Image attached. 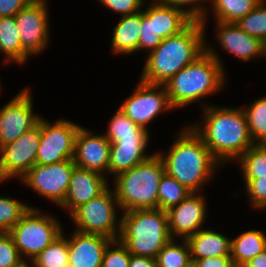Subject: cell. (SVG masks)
I'll list each match as a JSON object with an SVG mask.
<instances>
[{"instance_id": "6da1fadb", "label": "cell", "mask_w": 266, "mask_h": 267, "mask_svg": "<svg viewBox=\"0 0 266 267\" xmlns=\"http://www.w3.org/2000/svg\"><path fill=\"white\" fill-rule=\"evenodd\" d=\"M203 107L204 126L193 124L192 128L201 136L219 163L239 158L254 144L243 107Z\"/></svg>"}, {"instance_id": "7a4b0ae2", "label": "cell", "mask_w": 266, "mask_h": 267, "mask_svg": "<svg viewBox=\"0 0 266 267\" xmlns=\"http://www.w3.org/2000/svg\"><path fill=\"white\" fill-rule=\"evenodd\" d=\"M205 24L193 20L180 33L163 39L161 44L149 52L140 81L164 85L178 71L191 64L204 51Z\"/></svg>"}, {"instance_id": "3957f363", "label": "cell", "mask_w": 266, "mask_h": 267, "mask_svg": "<svg viewBox=\"0 0 266 267\" xmlns=\"http://www.w3.org/2000/svg\"><path fill=\"white\" fill-rule=\"evenodd\" d=\"M169 149L167 154L158 153L165 172L191 193H198L220 164L192 126L185 127Z\"/></svg>"}, {"instance_id": "277c9868", "label": "cell", "mask_w": 266, "mask_h": 267, "mask_svg": "<svg viewBox=\"0 0 266 267\" xmlns=\"http://www.w3.org/2000/svg\"><path fill=\"white\" fill-rule=\"evenodd\" d=\"M215 52L205 47L200 56L164 84L174 108L186 106L222 88L225 71Z\"/></svg>"}, {"instance_id": "5b68a950", "label": "cell", "mask_w": 266, "mask_h": 267, "mask_svg": "<svg viewBox=\"0 0 266 267\" xmlns=\"http://www.w3.org/2000/svg\"><path fill=\"white\" fill-rule=\"evenodd\" d=\"M171 239L167 211L137 209L121 217L118 240L132 255L155 259Z\"/></svg>"}, {"instance_id": "8992f818", "label": "cell", "mask_w": 266, "mask_h": 267, "mask_svg": "<svg viewBox=\"0 0 266 267\" xmlns=\"http://www.w3.org/2000/svg\"><path fill=\"white\" fill-rule=\"evenodd\" d=\"M165 173L158 152L115 177L114 191L124 212L158 208V186Z\"/></svg>"}, {"instance_id": "52a82bcc", "label": "cell", "mask_w": 266, "mask_h": 267, "mask_svg": "<svg viewBox=\"0 0 266 267\" xmlns=\"http://www.w3.org/2000/svg\"><path fill=\"white\" fill-rule=\"evenodd\" d=\"M58 220L51 215H44L36 208L30 209L8 232L24 262L25 257L32 262L36 257L62 233ZM23 256H25L23 258Z\"/></svg>"}, {"instance_id": "ba28073f", "label": "cell", "mask_w": 266, "mask_h": 267, "mask_svg": "<svg viewBox=\"0 0 266 267\" xmlns=\"http://www.w3.org/2000/svg\"><path fill=\"white\" fill-rule=\"evenodd\" d=\"M116 205L119 208L115 191L111 192L107 188L97 197L76 208L70 217L79 232L118 240L121 231V219L117 222Z\"/></svg>"}, {"instance_id": "9c48e42d", "label": "cell", "mask_w": 266, "mask_h": 267, "mask_svg": "<svg viewBox=\"0 0 266 267\" xmlns=\"http://www.w3.org/2000/svg\"><path fill=\"white\" fill-rule=\"evenodd\" d=\"M81 126L68 120L47 122L41 117V137L36 164L49 165L73 160L75 138Z\"/></svg>"}, {"instance_id": "30bf717a", "label": "cell", "mask_w": 266, "mask_h": 267, "mask_svg": "<svg viewBox=\"0 0 266 267\" xmlns=\"http://www.w3.org/2000/svg\"><path fill=\"white\" fill-rule=\"evenodd\" d=\"M41 137V119L18 139L0 147V182L22 178L35 164Z\"/></svg>"}, {"instance_id": "8fae6325", "label": "cell", "mask_w": 266, "mask_h": 267, "mask_svg": "<svg viewBox=\"0 0 266 267\" xmlns=\"http://www.w3.org/2000/svg\"><path fill=\"white\" fill-rule=\"evenodd\" d=\"M134 123L147 129V125L164 110L174 109L165 85L139 81L136 89L119 108Z\"/></svg>"}, {"instance_id": "7c38bea8", "label": "cell", "mask_w": 266, "mask_h": 267, "mask_svg": "<svg viewBox=\"0 0 266 267\" xmlns=\"http://www.w3.org/2000/svg\"><path fill=\"white\" fill-rule=\"evenodd\" d=\"M46 0H32L15 16L21 47L30 56L43 51L49 42V12Z\"/></svg>"}, {"instance_id": "4fadbf2b", "label": "cell", "mask_w": 266, "mask_h": 267, "mask_svg": "<svg viewBox=\"0 0 266 267\" xmlns=\"http://www.w3.org/2000/svg\"><path fill=\"white\" fill-rule=\"evenodd\" d=\"M73 160L43 165L35 164L22 178L34 191L60 205L67 194L73 169Z\"/></svg>"}, {"instance_id": "5bb4252c", "label": "cell", "mask_w": 266, "mask_h": 267, "mask_svg": "<svg viewBox=\"0 0 266 267\" xmlns=\"http://www.w3.org/2000/svg\"><path fill=\"white\" fill-rule=\"evenodd\" d=\"M28 90H22L0 109V147L18 139L41 119V116L33 113V102Z\"/></svg>"}, {"instance_id": "9a60e30c", "label": "cell", "mask_w": 266, "mask_h": 267, "mask_svg": "<svg viewBox=\"0 0 266 267\" xmlns=\"http://www.w3.org/2000/svg\"><path fill=\"white\" fill-rule=\"evenodd\" d=\"M200 193H191L177 206L167 211L169 232L172 239L188 237L197 233L206 218V201Z\"/></svg>"}, {"instance_id": "2e32d148", "label": "cell", "mask_w": 266, "mask_h": 267, "mask_svg": "<svg viewBox=\"0 0 266 267\" xmlns=\"http://www.w3.org/2000/svg\"><path fill=\"white\" fill-rule=\"evenodd\" d=\"M91 133L82 126L79 128L75 138L73 162L78 168L104 175L103 172H108L111 143L104 134Z\"/></svg>"}, {"instance_id": "e0dca14e", "label": "cell", "mask_w": 266, "mask_h": 267, "mask_svg": "<svg viewBox=\"0 0 266 267\" xmlns=\"http://www.w3.org/2000/svg\"><path fill=\"white\" fill-rule=\"evenodd\" d=\"M107 182L106 177L98 172L75 167L66 197L59 206L71 214L80 205L103 193L109 187Z\"/></svg>"}, {"instance_id": "ac0fdd59", "label": "cell", "mask_w": 266, "mask_h": 267, "mask_svg": "<svg viewBox=\"0 0 266 267\" xmlns=\"http://www.w3.org/2000/svg\"><path fill=\"white\" fill-rule=\"evenodd\" d=\"M217 39L227 52L232 53L242 61L255 57L266 58V43L239 28L235 23L216 22Z\"/></svg>"}, {"instance_id": "d6986e66", "label": "cell", "mask_w": 266, "mask_h": 267, "mask_svg": "<svg viewBox=\"0 0 266 267\" xmlns=\"http://www.w3.org/2000/svg\"><path fill=\"white\" fill-rule=\"evenodd\" d=\"M71 235L67 238L69 267H101L105 249L113 240L77 230Z\"/></svg>"}, {"instance_id": "ffe728a7", "label": "cell", "mask_w": 266, "mask_h": 267, "mask_svg": "<svg viewBox=\"0 0 266 267\" xmlns=\"http://www.w3.org/2000/svg\"><path fill=\"white\" fill-rule=\"evenodd\" d=\"M149 138L113 140L110 146L108 172L116 177L147 160L151 155L145 154Z\"/></svg>"}, {"instance_id": "44dd1931", "label": "cell", "mask_w": 266, "mask_h": 267, "mask_svg": "<svg viewBox=\"0 0 266 267\" xmlns=\"http://www.w3.org/2000/svg\"><path fill=\"white\" fill-rule=\"evenodd\" d=\"M150 20H153L155 32L166 39L183 31L194 19L184 9L153 0Z\"/></svg>"}, {"instance_id": "7402d4cb", "label": "cell", "mask_w": 266, "mask_h": 267, "mask_svg": "<svg viewBox=\"0 0 266 267\" xmlns=\"http://www.w3.org/2000/svg\"><path fill=\"white\" fill-rule=\"evenodd\" d=\"M186 241L190 248L192 263L205 258L231 256L232 239L216 231L200 229Z\"/></svg>"}, {"instance_id": "603a6c76", "label": "cell", "mask_w": 266, "mask_h": 267, "mask_svg": "<svg viewBox=\"0 0 266 267\" xmlns=\"http://www.w3.org/2000/svg\"><path fill=\"white\" fill-rule=\"evenodd\" d=\"M141 22L142 10L121 17L112 34L111 48L113 52L129 54L139 50Z\"/></svg>"}, {"instance_id": "cb8c5ba5", "label": "cell", "mask_w": 266, "mask_h": 267, "mask_svg": "<svg viewBox=\"0 0 266 267\" xmlns=\"http://www.w3.org/2000/svg\"><path fill=\"white\" fill-rule=\"evenodd\" d=\"M265 249V234L256 229L248 230L232 239L231 258L236 267H242Z\"/></svg>"}, {"instance_id": "d4e9b609", "label": "cell", "mask_w": 266, "mask_h": 267, "mask_svg": "<svg viewBox=\"0 0 266 267\" xmlns=\"http://www.w3.org/2000/svg\"><path fill=\"white\" fill-rule=\"evenodd\" d=\"M6 58L4 62L15 61L23 64L29 55L22 49L20 33L15 23L14 16L0 17V52Z\"/></svg>"}, {"instance_id": "484cf974", "label": "cell", "mask_w": 266, "mask_h": 267, "mask_svg": "<svg viewBox=\"0 0 266 267\" xmlns=\"http://www.w3.org/2000/svg\"><path fill=\"white\" fill-rule=\"evenodd\" d=\"M216 21L236 23L251 12L261 0H210Z\"/></svg>"}, {"instance_id": "4316f807", "label": "cell", "mask_w": 266, "mask_h": 267, "mask_svg": "<svg viewBox=\"0 0 266 267\" xmlns=\"http://www.w3.org/2000/svg\"><path fill=\"white\" fill-rule=\"evenodd\" d=\"M108 125L107 133L104 136L110 143L113 140L149 138L148 130L134 123L120 109L117 110Z\"/></svg>"}, {"instance_id": "83f0119b", "label": "cell", "mask_w": 266, "mask_h": 267, "mask_svg": "<svg viewBox=\"0 0 266 267\" xmlns=\"http://www.w3.org/2000/svg\"><path fill=\"white\" fill-rule=\"evenodd\" d=\"M63 235L48 245L32 261L31 267H69L68 240Z\"/></svg>"}, {"instance_id": "f1b7e54d", "label": "cell", "mask_w": 266, "mask_h": 267, "mask_svg": "<svg viewBox=\"0 0 266 267\" xmlns=\"http://www.w3.org/2000/svg\"><path fill=\"white\" fill-rule=\"evenodd\" d=\"M190 194L189 190L165 172L158 186V209L168 211Z\"/></svg>"}, {"instance_id": "f546056e", "label": "cell", "mask_w": 266, "mask_h": 267, "mask_svg": "<svg viewBox=\"0 0 266 267\" xmlns=\"http://www.w3.org/2000/svg\"><path fill=\"white\" fill-rule=\"evenodd\" d=\"M245 108L243 111L252 141L254 144H266V96Z\"/></svg>"}, {"instance_id": "4dcf8cb0", "label": "cell", "mask_w": 266, "mask_h": 267, "mask_svg": "<svg viewBox=\"0 0 266 267\" xmlns=\"http://www.w3.org/2000/svg\"><path fill=\"white\" fill-rule=\"evenodd\" d=\"M244 179L266 176V144H253L238 158Z\"/></svg>"}, {"instance_id": "1f68e13d", "label": "cell", "mask_w": 266, "mask_h": 267, "mask_svg": "<svg viewBox=\"0 0 266 267\" xmlns=\"http://www.w3.org/2000/svg\"><path fill=\"white\" fill-rule=\"evenodd\" d=\"M174 240L171 239L155 258L157 267H189L193 264L186 239H183V245H177Z\"/></svg>"}, {"instance_id": "d6a6232c", "label": "cell", "mask_w": 266, "mask_h": 267, "mask_svg": "<svg viewBox=\"0 0 266 267\" xmlns=\"http://www.w3.org/2000/svg\"><path fill=\"white\" fill-rule=\"evenodd\" d=\"M265 0L261 2L244 17L240 18L235 24L257 39L266 43V4Z\"/></svg>"}, {"instance_id": "836d02e7", "label": "cell", "mask_w": 266, "mask_h": 267, "mask_svg": "<svg viewBox=\"0 0 266 267\" xmlns=\"http://www.w3.org/2000/svg\"><path fill=\"white\" fill-rule=\"evenodd\" d=\"M30 207L13 198L0 197V233L9 232Z\"/></svg>"}, {"instance_id": "e575fe53", "label": "cell", "mask_w": 266, "mask_h": 267, "mask_svg": "<svg viewBox=\"0 0 266 267\" xmlns=\"http://www.w3.org/2000/svg\"><path fill=\"white\" fill-rule=\"evenodd\" d=\"M25 265L11 235L8 232L0 233V267H24Z\"/></svg>"}, {"instance_id": "d590c367", "label": "cell", "mask_w": 266, "mask_h": 267, "mask_svg": "<svg viewBox=\"0 0 266 267\" xmlns=\"http://www.w3.org/2000/svg\"><path fill=\"white\" fill-rule=\"evenodd\" d=\"M130 259L129 250L119 240H113L105 249L101 267H129Z\"/></svg>"}, {"instance_id": "8d00e7d4", "label": "cell", "mask_w": 266, "mask_h": 267, "mask_svg": "<svg viewBox=\"0 0 266 267\" xmlns=\"http://www.w3.org/2000/svg\"><path fill=\"white\" fill-rule=\"evenodd\" d=\"M163 41L153 28V20H150V6L142 11L141 33L139 38V51L142 49L152 52Z\"/></svg>"}, {"instance_id": "74e56055", "label": "cell", "mask_w": 266, "mask_h": 267, "mask_svg": "<svg viewBox=\"0 0 266 267\" xmlns=\"http://www.w3.org/2000/svg\"><path fill=\"white\" fill-rule=\"evenodd\" d=\"M246 184V191L251 205L254 208L266 207V176H261L258 179H244Z\"/></svg>"}, {"instance_id": "f35d334b", "label": "cell", "mask_w": 266, "mask_h": 267, "mask_svg": "<svg viewBox=\"0 0 266 267\" xmlns=\"http://www.w3.org/2000/svg\"><path fill=\"white\" fill-rule=\"evenodd\" d=\"M102 5L113 10L116 13H120L121 16L137 13L141 11L144 0H100Z\"/></svg>"}, {"instance_id": "ab89813d", "label": "cell", "mask_w": 266, "mask_h": 267, "mask_svg": "<svg viewBox=\"0 0 266 267\" xmlns=\"http://www.w3.org/2000/svg\"><path fill=\"white\" fill-rule=\"evenodd\" d=\"M161 3H165L168 5H172L174 7L184 9L194 20H201L202 23L205 24L206 20V8L204 9V6L199 3L201 2L203 4L204 0H158ZM206 1V0H205ZM192 5V7L189 6V8H182V6L186 5ZM195 5V6H194Z\"/></svg>"}, {"instance_id": "60d3db41", "label": "cell", "mask_w": 266, "mask_h": 267, "mask_svg": "<svg viewBox=\"0 0 266 267\" xmlns=\"http://www.w3.org/2000/svg\"><path fill=\"white\" fill-rule=\"evenodd\" d=\"M32 0H0V17L15 16Z\"/></svg>"}, {"instance_id": "b9f144b4", "label": "cell", "mask_w": 266, "mask_h": 267, "mask_svg": "<svg viewBox=\"0 0 266 267\" xmlns=\"http://www.w3.org/2000/svg\"><path fill=\"white\" fill-rule=\"evenodd\" d=\"M195 267H236L231 256L212 257L196 260Z\"/></svg>"}, {"instance_id": "7bdbcfd3", "label": "cell", "mask_w": 266, "mask_h": 267, "mask_svg": "<svg viewBox=\"0 0 266 267\" xmlns=\"http://www.w3.org/2000/svg\"><path fill=\"white\" fill-rule=\"evenodd\" d=\"M129 267H157L156 259L131 254Z\"/></svg>"}, {"instance_id": "ee69618b", "label": "cell", "mask_w": 266, "mask_h": 267, "mask_svg": "<svg viewBox=\"0 0 266 267\" xmlns=\"http://www.w3.org/2000/svg\"><path fill=\"white\" fill-rule=\"evenodd\" d=\"M242 267H266V249Z\"/></svg>"}, {"instance_id": "f6af8a7d", "label": "cell", "mask_w": 266, "mask_h": 267, "mask_svg": "<svg viewBox=\"0 0 266 267\" xmlns=\"http://www.w3.org/2000/svg\"><path fill=\"white\" fill-rule=\"evenodd\" d=\"M24 267H31V265H29V262H28V264H26Z\"/></svg>"}]
</instances>
